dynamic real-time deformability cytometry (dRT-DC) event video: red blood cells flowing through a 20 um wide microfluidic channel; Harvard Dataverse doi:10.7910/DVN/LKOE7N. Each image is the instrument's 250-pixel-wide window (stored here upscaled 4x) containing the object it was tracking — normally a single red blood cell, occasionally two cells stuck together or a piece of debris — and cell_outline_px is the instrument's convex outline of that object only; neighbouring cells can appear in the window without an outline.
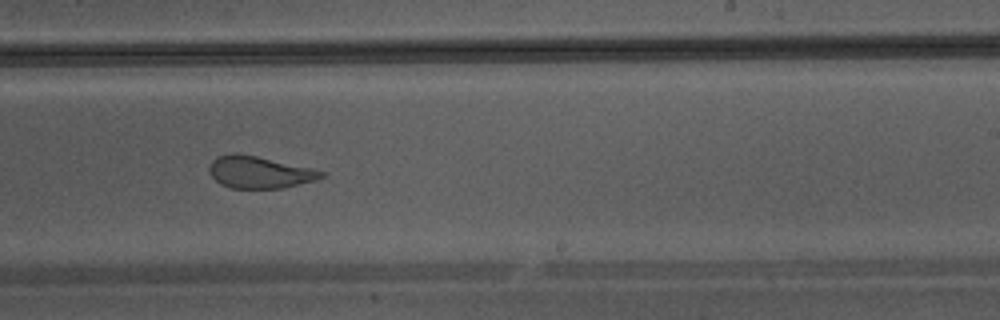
{"species": "Egyptian fruit bat (a non-hibernating species)", "species_latin": "Rousettus aegyptiacus", "temperature_condition": "warm", "stored_images_in_passage": 41, "camera_frame_rate_fps": 3000, "um_per_image_px": 0.085, "animal": {"sex": "male"}, "frame": {"image": 1, "passage_image": 24, "time_ms": 7.667, "image_size_px": [1000, 320], "cell_outline_px": [[324, 176], [316, 180], [280, 188], [232, 188], [220, 184], [212, 176], [208, 168], [212, 160], [216, 156], [232, 152], [236, 152], [256, 156], [312, 168], [324, 172]], "centroid_in_image_um": [22.01, 14.62], "position_along_channel_um": 267.0, "area_um2": 20.81}}